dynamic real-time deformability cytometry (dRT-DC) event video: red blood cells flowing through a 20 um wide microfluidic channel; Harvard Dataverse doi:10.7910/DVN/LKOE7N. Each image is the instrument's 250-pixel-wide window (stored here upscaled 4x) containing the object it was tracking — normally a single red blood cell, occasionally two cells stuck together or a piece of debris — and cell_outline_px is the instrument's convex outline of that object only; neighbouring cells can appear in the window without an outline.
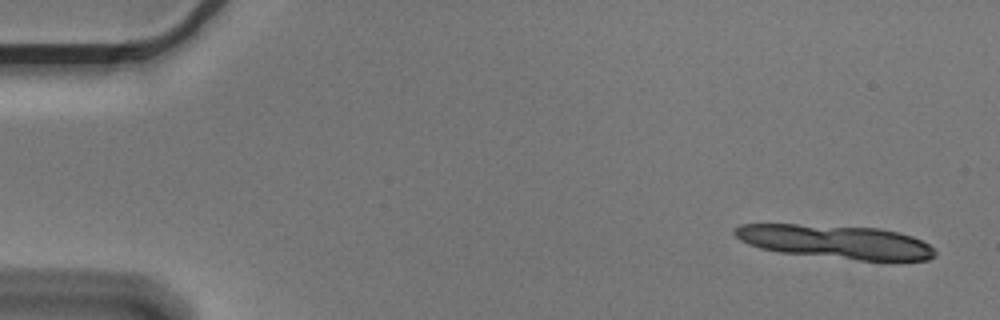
{"species": "Egyptian fruit bat (a non-hibernating species)", "species_latin": "Rousettus aegyptiacus", "temperature_condition": "cold", "stored_images_in_passage": 5, "camera_frame_rate_fps": 3000, "um_per_image_px": 0.085, "animal": {"sex": "male"}, "frame": {"image": 1, "passage_image": 1, "time_ms": 0.0, "image_size_px": [1000, 320], "cell_outline_px": [[936, 256], [928, 260], [860, 260], [780, 252], [760, 248], [748, 244], [740, 240], [732, 232], [732, 228], [740, 224], [796, 224], [880, 228], [900, 232], [912, 236], [928, 244], [936, 252]], "centroid_in_image_um": [71.01, 20.54], "position_along_channel_um": 14.0, "area_um2": 39.25}}
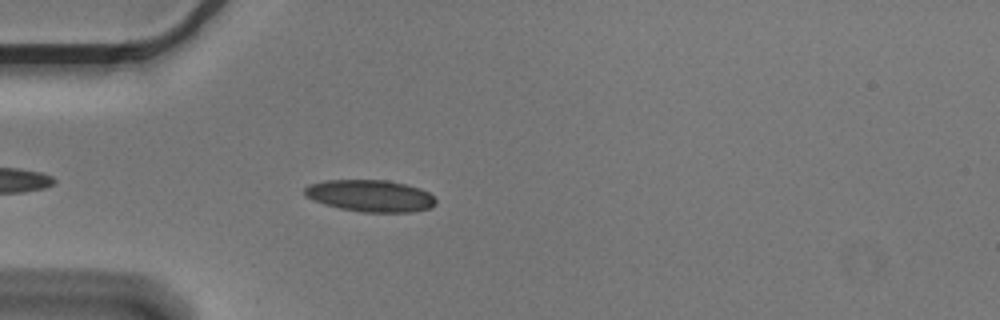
{"frame": {"image": 2, "passage_image": 5, "time_ms": 1.333, "image_size_px": [1000, 320], "cell_outline_px": [[436, 204], [432, 208], [412, 212], [360, 212], [340, 208], [324, 204], [312, 200], [304, 196], [304, 188], [308, 184], [324, 180], [388, 180], [420, 188], [428, 192], [436, 200]], "centroid_in_image_um": [31.45, 16.64], "position_along_channel_um": 53.5, "area_um2": 24.57}}